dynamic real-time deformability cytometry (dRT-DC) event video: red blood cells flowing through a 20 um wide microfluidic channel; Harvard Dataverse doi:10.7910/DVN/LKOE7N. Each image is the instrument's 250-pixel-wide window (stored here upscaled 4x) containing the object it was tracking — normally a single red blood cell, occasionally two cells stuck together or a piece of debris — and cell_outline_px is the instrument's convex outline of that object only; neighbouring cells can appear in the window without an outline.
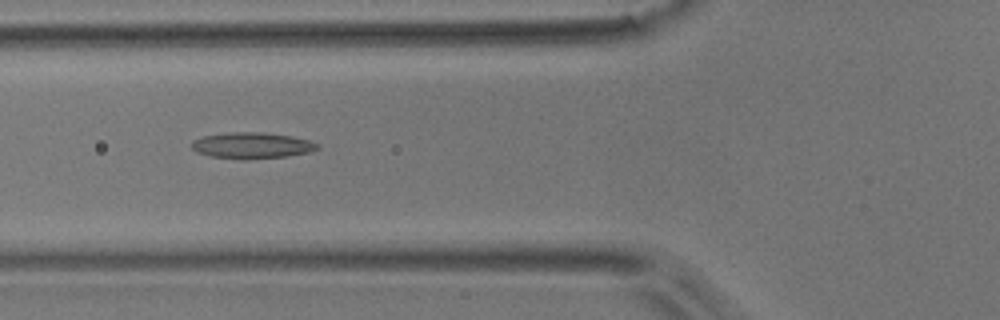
{"species": "common noctule bat (a hibernating species)", "species_latin": "Nyctalus noctula", "temperature_condition": "room temperature", "stored_images_in_passage": 8, "camera_frame_rate_fps": 3000, "um_per_image_px": 0.085, "animal": {"sex": "male", "body_mass_g": 17.9}, "frame": {"image": 1, "passage_image": 6, "time_ms": 1.667, "image_size_px": [1000, 320], "cell_outline_px": [[320, 148], [308, 152], [288, 156], [248, 160], [244, 160], [212, 156], [196, 152], [188, 144], [192, 140], [204, 136], [228, 132], [264, 132], [292, 136], [308, 140], [320, 144]], "centroid_in_image_um": [21.4, 12.37], "position_along_channel_um": 104.4, "area_um2": 19.42}}
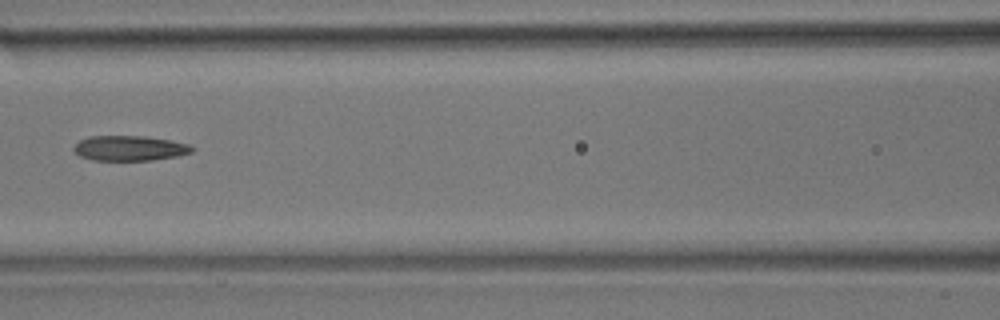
{"frame": {"image": 2, "passage_image": 7, "time_ms": 2.0, "image_size_px": [1000, 320], "cell_outline_px": [[196, 148], [192, 152], [176, 156], [152, 160], [92, 160], [80, 156], [72, 148], [80, 140], [88, 136], [148, 136], [172, 140], [188, 144]], "centroid_in_image_um": [11.04, 12.59], "position_along_channel_um": 155.6, "area_um2": 17.34}}
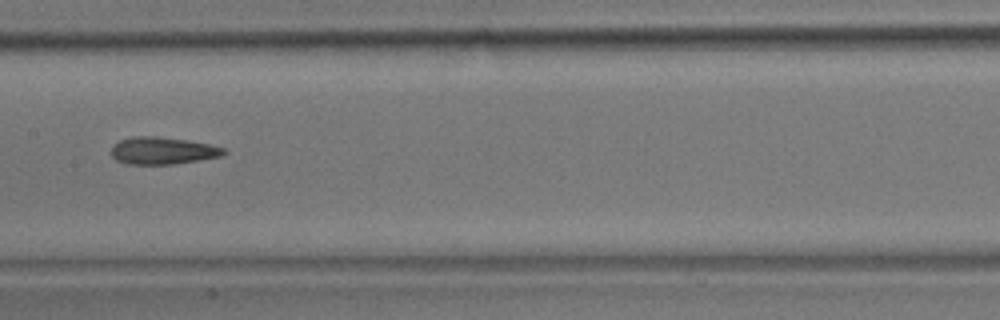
{"frame": {"image": 3, "passage_image": 8, "time_ms": 2.333, "image_size_px": [1000, 320], "cell_outline_px": [[228, 152], [220, 156], [172, 164], [128, 164], [116, 160], [112, 156], [112, 144], [120, 140], [132, 136], [156, 136], [188, 140], [208, 144], [224, 148]], "centroid_in_image_um": [13.79, 12.8], "position_along_channel_um": 193.6, "area_um2": 17.74}}